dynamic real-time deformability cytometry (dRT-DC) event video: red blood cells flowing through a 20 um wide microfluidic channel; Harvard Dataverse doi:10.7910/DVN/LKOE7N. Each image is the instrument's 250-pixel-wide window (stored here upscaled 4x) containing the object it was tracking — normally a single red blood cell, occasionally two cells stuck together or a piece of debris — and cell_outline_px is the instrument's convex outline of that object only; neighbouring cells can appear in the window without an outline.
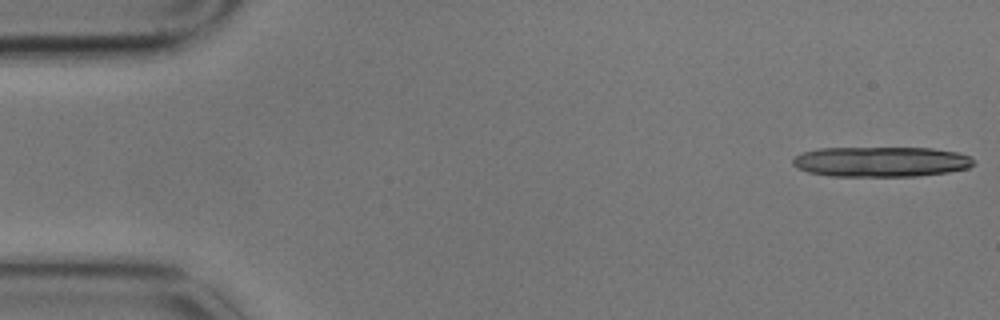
{"species": "common noctule bat (a hibernating species)", "species_latin": "Nyctalus noctula", "temperature_condition": "cold", "stored_images_in_passage": 2, "camera_frame_rate_fps": 3000, "um_per_image_px": 0.085, "animal": {"sex": "male", "body_mass_g": 17.9}, "frame": {"image": 1, "passage_image": 1, "time_ms": 0.0, "image_size_px": [1000, 320], "cell_outline_px": [[976, 164], [968, 168], [948, 172], [916, 176], [828, 176], [808, 172], [796, 168], [792, 164], [792, 160], [796, 156], [804, 152], [820, 148], [932, 148], [956, 152], [968, 156], [976, 160]], "centroid_in_image_um": [74.89, 13.75], "position_along_channel_um": 10.1, "area_um2": 31.91}}